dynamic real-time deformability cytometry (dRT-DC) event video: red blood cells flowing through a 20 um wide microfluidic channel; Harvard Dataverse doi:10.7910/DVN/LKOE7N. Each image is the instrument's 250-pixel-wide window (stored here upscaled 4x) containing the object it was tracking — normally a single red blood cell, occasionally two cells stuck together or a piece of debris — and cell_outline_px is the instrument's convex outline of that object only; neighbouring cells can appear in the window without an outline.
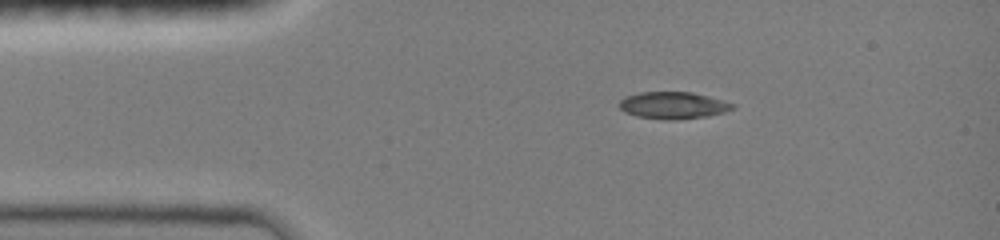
{"species": "common noctule bat (a hibernating species)", "species_latin": "Nyctalus noctula", "temperature_condition": "room temperature", "stored_images_in_passage": 40, "camera_frame_rate_fps": 3000, "um_per_image_px": 0.085, "animal": {"sex": "female", "body_mass_g": 19.0, "forearm_length_mm": 51.5}, "frame": {"image": 1, "passage_image": 1, "time_ms": 0.0, "image_size_px": [1000, 240], "cell_outline_px": [[736, 108], [724, 112], [708, 116], [676, 120], [664, 120], [636, 116], [624, 112], [620, 108], [620, 100], [624, 96], [640, 92], [692, 92], [724, 100], [736, 104]], "centroid_in_image_um": [57.24, 8.96], "position_along_channel_um": 27.8, "area_um2": 18.03}}
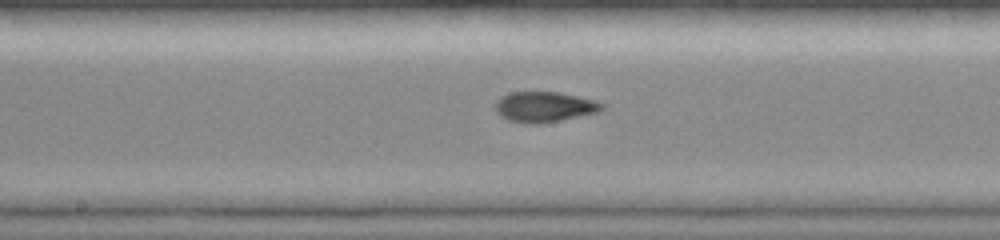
{"frame": {"image": 2, "passage_image": 17, "time_ms": 5.333, "image_size_px": [1000, 240], "cell_outline_px": [[604, 108], [600, 112], [540, 124], [528, 124], [508, 120], [500, 116], [496, 112], [496, 100], [512, 92], [560, 92], [596, 100], [604, 104]], "centroid_in_image_um": [46.3, 9.09], "position_along_channel_um": 201.9, "area_um2": 18.96}}
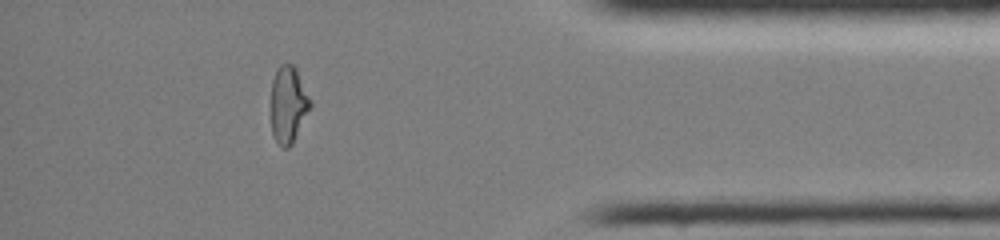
{"frame": {"image": 3, "passage_image": 34, "time_ms": 11.0, "image_size_px": [1000, 240], "cell_outline_px": [[312, 104], [292, 144], [288, 148], [284, 148], [276, 140], [272, 132], [272, 80], [276, 68], [280, 64], [292, 64], [296, 68], [312, 100]], "centroid_in_image_um": [24.52, 8.84], "position_along_channel_um": 410.7, "area_um2": 17.46}, "authors_computed_cell_mechanics": {"area_um2": 18.2648, "velocity_mm_per_s": 4.0783, "shape_relaxation_time_tau1_ms": null, "shape_relaxation_time_tau2_ms": 1.3627, "deformation_change_tau1": null, "deformation_change_tau2": 0.0523}}